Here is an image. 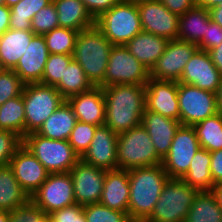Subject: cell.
<instances>
[{
	"instance_id": "680465c9",
	"label": "cell",
	"mask_w": 222,
	"mask_h": 222,
	"mask_svg": "<svg viewBox=\"0 0 222 222\" xmlns=\"http://www.w3.org/2000/svg\"><path fill=\"white\" fill-rule=\"evenodd\" d=\"M21 0H5V5L8 7H12L13 5L17 4Z\"/></svg>"
},
{
	"instance_id": "f5cc1de1",
	"label": "cell",
	"mask_w": 222,
	"mask_h": 222,
	"mask_svg": "<svg viewBox=\"0 0 222 222\" xmlns=\"http://www.w3.org/2000/svg\"><path fill=\"white\" fill-rule=\"evenodd\" d=\"M209 13L211 20L222 27V3L209 9Z\"/></svg>"
},
{
	"instance_id": "e0dca14e",
	"label": "cell",
	"mask_w": 222,
	"mask_h": 222,
	"mask_svg": "<svg viewBox=\"0 0 222 222\" xmlns=\"http://www.w3.org/2000/svg\"><path fill=\"white\" fill-rule=\"evenodd\" d=\"M145 89L147 110L180 121L178 82L150 78Z\"/></svg>"
},
{
	"instance_id": "7c38bea8",
	"label": "cell",
	"mask_w": 222,
	"mask_h": 222,
	"mask_svg": "<svg viewBox=\"0 0 222 222\" xmlns=\"http://www.w3.org/2000/svg\"><path fill=\"white\" fill-rule=\"evenodd\" d=\"M30 200L47 215L76 204L70 173H49L45 182L30 196Z\"/></svg>"
},
{
	"instance_id": "5b68a950",
	"label": "cell",
	"mask_w": 222,
	"mask_h": 222,
	"mask_svg": "<svg viewBox=\"0 0 222 222\" xmlns=\"http://www.w3.org/2000/svg\"><path fill=\"white\" fill-rule=\"evenodd\" d=\"M118 168L151 167L162 164L147 130L138 125L118 135L117 140Z\"/></svg>"
},
{
	"instance_id": "bcb514c9",
	"label": "cell",
	"mask_w": 222,
	"mask_h": 222,
	"mask_svg": "<svg viewBox=\"0 0 222 222\" xmlns=\"http://www.w3.org/2000/svg\"><path fill=\"white\" fill-rule=\"evenodd\" d=\"M164 6L178 16L195 6L194 0H159Z\"/></svg>"
},
{
	"instance_id": "8d00e7d4",
	"label": "cell",
	"mask_w": 222,
	"mask_h": 222,
	"mask_svg": "<svg viewBox=\"0 0 222 222\" xmlns=\"http://www.w3.org/2000/svg\"><path fill=\"white\" fill-rule=\"evenodd\" d=\"M86 222H132L128 213L116 211L100 203L83 206Z\"/></svg>"
},
{
	"instance_id": "816d5d0a",
	"label": "cell",
	"mask_w": 222,
	"mask_h": 222,
	"mask_svg": "<svg viewBox=\"0 0 222 222\" xmlns=\"http://www.w3.org/2000/svg\"><path fill=\"white\" fill-rule=\"evenodd\" d=\"M72 222H86L83 206L78 204L72 205Z\"/></svg>"
},
{
	"instance_id": "f1b7e54d",
	"label": "cell",
	"mask_w": 222,
	"mask_h": 222,
	"mask_svg": "<svg viewBox=\"0 0 222 222\" xmlns=\"http://www.w3.org/2000/svg\"><path fill=\"white\" fill-rule=\"evenodd\" d=\"M30 200L29 195L17 182L12 167H0V210L13 211Z\"/></svg>"
},
{
	"instance_id": "603a6c76",
	"label": "cell",
	"mask_w": 222,
	"mask_h": 222,
	"mask_svg": "<svg viewBox=\"0 0 222 222\" xmlns=\"http://www.w3.org/2000/svg\"><path fill=\"white\" fill-rule=\"evenodd\" d=\"M129 194L128 170L118 168L106 171L99 203L112 210L128 213Z\"/></svg>"
},
{
	"instance_id": "30bf717a",
	"label": "cell",
	"mask_w": 222,
	"mask_h": 222,
	"mask_svg": "<svg viewBox=\"0 0 222 222\" xmlns=\"http://www.w3.org/2000/svg\"><path fill=\"white\" fill-rule=\"evenodd\" d=\"M178 101L181 125L195 124L219 112L216 93L178 83Z\"/></svg>"
},
{
	"instance_id": "91938a15",
	"label": "cell",
	"mask_w": 222,
	"mask_h": 222,
	"mask_svg": "<svg viewBox=\"0 0 222 222\" xmlns=\"http://www.w3.org/2000/svg\"><path fill=\"white\" fill-rule=\"evenodd\" d=\"M123 1L132 2V3L138 4L140 2H144V1H147V0H123Z\"/></svg>"
},
{
	"instance_id": "e575fe53",
	"label": "cell",
	"mask_w": 222,
	"mask_h": 222,
	"mask_svg": "<svg viewBox=\"0 0 222 222\" xmlns=\"http://www.w3.org/2000/svg\"><path fill=\"white\" fill-rule=\"evenodd\" d=\"M52 0H21L10 7L9 29L31 30L34 15Z\"/></svg>"
},
{
	"instance_id": "681fc988",
	"label": "cell",
	"mask_w": 222,
	"mask_h": 222,
	"mask_svg": "<svg viewBox=\"0 0 222 222\" xmlns=\"http://www.w3.org/2000/svg\"><path fill=\"white\" fill-rule=\"evenodd\" d=\"M10 23V7L6 5L0 6V36L9 29Z\"/></svg>"
},
{
	"instance_id": "60d3db41",
	"label": "cell",
	"mask_w": 222,
	"mask_h": 222,
	"mask_svg": "<svg viewBox=\"0 0 222 222\" xmlns=\"http://www.w3.org/2000/svg\"><path fill=\"white\" fill-rule=\"evenodd\" d=\"M25 83L13 71L5 69L0 73V106L7 100L21 96Z\"/></svg>"
},
{
	"instance_id": "6125c7cd",
	"label": "cell",
	"mask_w": 222,
	"mask_h": 222,
	"mask_svg": "<svg viewBox=\"0 0 222 222\" xmlns=\"http://www.w3.org/2000/svg\"><path fill=\"white\" fill-rule=\"evenodd\" d=\"M5 5V0H0V6Z\"/></svg>"
},
{
	"instance_id": "ee69618b",
	"label": "cell",
	"mask_w": 222,
	"mask_h": 222,
	"mask_svg": "<svg viewBox=\"0 0 222 222\" xmlns=\"http://www.w3.org/2000/svg\"><path fill=\"white\" fill-rule=\"evenodd\" d=\"M222 43V27L211 19L206 23V31L203 38L197 43L200 50L208 51L218 47Z\"/></svg>"
},
{
	"instance_id": "44dd1931",
	"label": "cell",
	"mask_w": 222,
	"mask_h": 222,
	"mask_svg": "<svg viewBox=\"0 0 222 222\" xmlns=\"http://www.w3.org/2000/svg\"><path fill=\"white\" fill-rule=\"evenodd\" d=\"M49 51L41 35H35L13 71L25 84L41 83Z\"/></svg>"
},
{
	"instance_id": "6da1fadb",
	"label": "cell",
	"mask_w": 222,
	"mask_h": 222,
	"mask_svg": "<svg viewBox=\"0 0 222 222\" xmlns=\"http://www.w3.org/2000/svg\"><path fill=\"white\" fill-rule=\"evenodd\" d=\"M105 125L117 135L141 125L146 108L145 85L116 84L103 88Z\"/></svg>"
},
{
	"instance_id": "f6af8a7d",
	"label": "cell",
	"mask_w": 222,
	"mask_h": 222,
	"mask_svg": "<svg viewBox=\"0 0 222 222\" xmlns=\"http://www.w3.org/2000/svg\"><path fill=\"white\" fill-rule=\"evenodd\" d=\"M85 8L94 20L98 19L104 12L110 10L121 0H81Z\"/></svg>"
},
{
	"instance_id": "9f6ffc18",
	"label": "cell",
	"mask_w": 222,
	"mask_h": 222,
	"mask_svg": "<svg viewBox=\"0 0 222 222\" xmlns=\"http://www.w3.org/2000/svg\"><path fill=\"white\" fill-rule=\"evenodd\" d=\"M216 95H217V101H218V110L219 112L222 113V78H221V83H220V86L218 88Z\"/></svg>"
},
{
	"instance_id": "94428289",
	"label": "cell",
	"mask_w": 222,
	"mask_h": 222,
	"mask_svg": "<svg viewBox=\"0 0 222 222\" xmlns=\"http://www.w3.org/2000/svg\"><path fill=\"white\" fill-rule=\"evenodd\" d=\"M5 70L2 62H1V59H0V73L3 72Z\"/></svg>"
},
{
	"instance_id": "74e56055",
	"label": "cell",
	"mask_w": 222,
	"mask_h": 222,
	"mask_svg": "<svg viewBox=\"0 0 222 222\" xmlns=\"http://www.w3.org/2000/svg\"><path fill=\"white\" fill-rule=\"evenodd\" d=\"M72 59L73 55L49 54L41 83L44 85L55 86L61 80L66 67Z\"/></svg>"
},
{
	"instance_id": "d6986e66",
	"label": "cell",
	"mask_w": 222,
	"mask_h": 222,
	"mask_svg": "<svg viewBox=\"0 0 222 222\" xmlns=\"http://www.w3.org/2000/svg\"><path fill=\"white\" fill-rule=\"evenodd\" d=\"M117 140L118 135L108 126H98L89 149L81 159L90 165L107 171L118 169Z\"/></svg>"
},
{
	"instance_id": "2e32d148",
	"label": "cell",
	"mask_w": 222,
	"mask_h": 222,
	"mask_svg": "<svg viewBox=\"0 0 222 222\" xmlns=\"http://www.w3.org/2000/svg\"><path fill=\"white\" fill-rule=\"evenodd\" d=\"M221 78V73L213 64L209 53L198 49L185 65L178 83L217 93Z\"/></svg>"
},
{
	"instance_id": "4fadbf2b",
	"label": "cell",
	"mask_w": 222,
	"mask_h": 222,
	"mask_svg": "<svg viewBox=\"0 0 222 222\" xmlns=\"http://www.w3.org/2000/svg\"><path fill=\"white\" fill-rule=\"evenodd\" d=\"M198 49L195 43L169 40L164 53L150 70V78L179 82L185 65Z\"/></svg>"
},
{
	"instance_id": "7402d4cb",
	"label": "cell",
	"mask_w": 222,
	"mask_h": 222,
	"mask_svg": "<svg viewBox=\"0 0 222 222\" xmlns=\"http://www.w3.org/2000/svg\"><path fill=\"white\" fill-rule=\"evenodd\" d=\"M141 125L147 130L157 155L163 160L181 123L145 108Z\"/></svg>"
},
{
	"instance_id": "4dcf8cb0",
	"label": "cell",
	"mask_w": 222,
	"mask_h": 222,
	"mask_svg": "<svg viewBox=\"0 0 222 222\" xmlns=\"http://www.w3.org/2000/svg\"><path fill=\"white\" fill-rule=\"evenodd\" d=\"M184 222H222V209L211 191H198Z\"/></svg>"
},
{
	"instance_id": "f907efd6",
	"label": "cell",
	"mask_w": 222,
	"mask_h": 222,
	"mask_svg": "<svg viewBox=\"0 0 222 222\" xmlns=\"http://www.w3.org/2000/svg\"><path fill=\"white\" fill-rule=\"evenodd\" d=\"M207 52L209 53L213 64L217 67L222 76V43L218 47L208 50Z\"/></svg>"
},
{
	"instance_id": "277c9868",
	"label": "cell",
	"mask_w": 222,
	"mask_h": 222,
	"mask_svg": "<svg viewBox=\"0 0 222 222\" xmlns=\"http://www.w3.org/2000/svg\"><path fill=\"white\" fill-rule=\"evenodd\" d=\"M198 190L182 179L169 178L144 222H184Z\"/></svg>"
},
{
	"instance_id": "f35d334b",
	"label": "cell",
	"mask_w": 222,
	"mask_h": 222,
	"mask_svg": "<svg viewBox=\"0 0 222 222\" xmlns=\"http://www.w3.org/2000/svg\"><path fill=\"white\" fill-rule=\"evenodd\" d=\"M98 126L77 121L68 139L69 144L81 158L89 149Z\"/></svg>"
},
{
	"instance_id": "d590c367",
	"label": "cell",
	"mask_w": 222,
	"mask_h": 222,
	"mask_svg": "<svg viewBox=\"0 0 222 222\" xmlns=\"http://www.w3.org/2000/svg\"><path fill=\"white\" fill-rule=\"evenodd\" d=\"M78 31L58 27L43 35L50 54L73 55Z\"/></svg>"
},
{
	"instance_id": "83f0119b",
	"label": "cell",
	"mask_w": 222,
	"mask_h": 222,
	"mask_svg": "<svg viewBox=\"0 0 222 222\" xmlns=\"http://www.w3.org/2000/svg\"><path fill=\"white\" fill-rule=\"evenodd\" d=\"M209 10L194 6L179 16L177 39L197 44L204 36Z\"/></svg>"
},
{
	"instance_id": "d4e9b609",
	"label": "cell",
	"mask_w": 222,
	"mask_h": 222,
	"mask_svg": "<svg viewBox=\"0 0 222 222\" xmlns=\"http://www.w3.org/2000/svg\"><path fill=\"white\" fill-rule=\"evenodd\" d=\"M34 36L32 30L14 29H8L0 36V59L5 69L16 67Z\"/></svg>"
},
{
	"instance_id": "3957f363",
	"label": "cell",
	"mask_w": 222,
	"mask_h": 222,
	"mask_svg": "<svg viewBox=\"0 0 222 222\" xmlns=\"http://www.w3.org/2000/svg\"><path fill=\"white\" fill-rule=\"evenodd\" d=\"M112 47L96 25L80 31L76 37L73 59L82 67L94 86H99L105 79Z\"/></svg>"
},
{
	"instance_id": "9a60e30c",
	"label": "cell",
	"mask_w": 222,
	"mask_h": 222,
	"mask_svg": "<svg viewBox=\"0 0 222 222\" xmlns=\"http://www.w3.org/2000/svg\"><path fill=\"white\" fill-rule=\"evenodd\" d=\"M142 30L172 40L177 39L179 16L171 13L159 0L137 4Z\"/></svg>"
},
{
	"instance_id": "9c48e42d",
	"label": "cell",
	"mask_w": 222,
	"mask_h": 222,
	"mask_svg": "<svg viewBox=\"0 0 222 222\" xmlns=\"http://www.w3.org/2000/svg\"><path fill=\"white\" fill-rule=\"evenodd\" d=\"M150 79V70L141 64L125 45H113L105 79L99 85L108 87L116 84L146 85Z\"/></svg>"
},
{
	"instance_id": "5bb4252c",
	"label": "cell",
	"mask_w": 222,
	"mask_h": 222,
	"mask_svg": "<svg viewBox=\"0 0 222 222\" xmlns=\"http://www.w3.org/2000/svg\"><path fill=\"white\" fill-rule=\"evenodd\" d=\"M106 171L82 159L75 164L69 173L73 180L76 204L86 206L100 202Z\"/></svg>"
},
{
	"instance_id": "484cf974",
	"label": "cell",
	"mask_w": 222,
	"mask_h": 222,
	"mask_svg": "<svg viewBox=\"0 0 222 222\" xmlns=\"http://www.w3.org/2000/svg\"><path fill=\"white\" fill-rule=\"evenodd\" d=\"M57 11L59 27L78 32L95 25L81 0H52Z\"/></svg>"
},
{
	"instance_id": "db71d44e",
	"label": "cell",
	"mask_w": 222,
	"mask_h": 222,
	"mask_svg": "<svg viewBox=\"0 0 222 222\" xmlns=\"http://www.w3.org/2000/svg\"><path fill=\"white\" fill-rule=\"evenodd\" d=\"M194 2L195 6L209 10L222 3V0H194Z\"/></svg>"
},
{
	"instance_id": "b9f144b4",
	"label": "cell",
	"mask_w": 222,
	"mask_h": 222,
	"mask_svg": "<svg viewBox=\"0 0 222 222\" xmlns=\"http://www.w3.org/2000/svg\"><path fill=\"white\" fill-rule=\"evenodd\" d=\"M22 145L23 138L17 133L0 129V167L8 165Z\"/></svg>"
},
{
	"instance_id": "ac0fdd59",
	"label": "cell",
	"mask_w": 222,
	"mask_h": 222,
	"mask_svg": "<svg viewBox=\"0 0 222 222\" xmlns=\"http://www.w3.org/2000/svg\"><path fill=\"white\" fill-rule=\"evenodd\" d=\"M9 165L12 167L17 182L29 197L49 175L46 168L24 145L17 150Z\"/></svg>"
},
{
	"instance_id": "52a82bcc",
	"label": "cell",
	"mask_w": 222,
	"mask_h": 222,
	"mask_svg": "<svg viewBox=\"0 0 222 222\" xmlns=\"http://www.w3.org/2000/svg\"><path fill=\"white\" fill-rule=\"evenodd\" d=\"M23 145L49 173L69 172L81 159L68 140H53L36 132L27 134Z\"/></svg>"
},
{
	"instance_id": "7bdbcfd3",
	"label": "cell",
	"mask_w": 222,
	"mask_h": 222,
	"mask_svg": "<svg viewBox=\"0 0 222 222\" xmlns=\"http://www.w3.org/2000/svg\"><path fill=\"white\" fill-rule=\"evenodd\" d=\"M48 215L31 200L10 211L9 222H46Z\"/></svg>"
},
{
	"instance_id": "11a10c76",
	"label": "cell",
	"mask_w": 222,
	"mask_h": 222,
	"mask_svg": "<svg viewBox=\"0 0 222 222\" xmlns=\"http://www.w3.org/2000/svg\"><path fill=\"white\" fill-rule=\"evenodd\" d=\"M211 192L214 194L217 203L222 209V184H216L212 187Z\"/></svg>"
},
{
	"instance_id": "f546056e",
	"label": "cell",
	"mask_w": 222,
	"mask_h": 222,
	"mask_svg": "<svg viewBox=\"0 0 222 222\" xmlns=\"http://www.w3.org/2000/svg\"><path fill=\"white\" fill-rule=\"evenodd\" d=\"M210 162V152L205 148H200L194 155L182 180L198 191H211L215 184L211 175Z\"/></svg>"
},
{
	"instance_id": "1f68e13d",
	"label": "cell",
	"mask_w": 222,
	"mask_h": 222,
	"mask_svg": "<svg viewBox=\"0 0 222 222\" xmlns=\"http://www.w3.org/2000/svg\"><path fill=\"white\" fill-rule=\"evenodd\" d=\"M94 85L85 75L82 67L74 59L70 61L65 69L61 80L55 85L62 97L68 98L92 89Z\"/></svg>"
},
{
	"instance_id": "4316f807",
	"label": "cell",
	"mask_w": 222,
	"mask_h": 222,
	"mask_svg": "<svg viewBox=\"0 0 222 222\" xmlns=\"http://www.w3.org/2000/svg\"><path fill=\"white\" fill-rule=\"evenodd\" d=\"M76 122L71 106L65 101L36 133L53 140H68Z\"/></svg>"
},
{
	"instance_id": "6f0895ef",
	"label": "cell",
	"mask_w": 222,
	"mask_h": 222,
	"mask_svg": "<svg viewBox=\"0 0 222 222\" xmlns=\"http://www.w3.org/2000/svg\"><path fill=\"white\" fill-rule=\"evenodd\" d=\"M10 212L7 210H0V222H9Z\"/></svg>"
},
{
	"instance_id": "836d02e7",
	"label": "cell",
	"mask_w": 222,
	"mask_h": 222,
	"mask_svg": "<svg viewBox=\"0 0 222 222\" xmlns=\"http://www.w3.org/2000/svg\"><path fill=\"white\" fill-rule=\"evenodd\" d=\"M0 129L25 137V111L23 97L17 96L0 106Z\"/></svg>"
},
{
	"instance_id": "ba28073f",
	"label": "cell",
	"mask_w": 222,
	"mask_h": 222,
	"mask_svg": "<svg viewBox=\"0 0 222 222\" xmlns=\"http://www.w3.org/2000/svg\"><path fill=\"white\" fill-rule=\"evenodd\" d=\"M112 45H125L142 31L137 4L121 0L95 20Z\"/></svg>"
},
{
	"instance_id": "c3c4849f",
	"label": "cell",
	"mask_w": 222,
	"mask_h": 222,
	"mask_svg": "<svg viewBox=\"0 0 222 222\" xmlns=\"http://www.w3.org/2000/svg\"><path fill=\"white\" fill-rule=\"evenodd\" d=\"M48 219L51 222H72V205L51 212Z\"/></svg>"
},
{
	"instance_id": "ffe728a7",
	"label": "cell",
	"mask_w": 222,
	"mask_h": 222,
	"mask_svg": "<svg viewBox=\"0 0 222 222\" xmlns=\"http://www.w3.org/2000/svg\"><path fill=\"white\" fill-rule=\"evenodd\" d=\"M66 101L71 106L77 121L96 126L105 125L106 102L102 87L94 86Z\"/></svg>"
},
{
	"instance_id": "7dc6e473",
	"label": "cell",
	"mask_w": 222,
	"mask_h": 222,
	"mask_svg": "<svg viewBox=\"0 0 222 222\" xmlns=\"http://www.w3.org/2000/svg\"><path fill=\"white\" fill-rule=\"evenodd\" d=\"M210 170L214 184H222V150L210 152Z\"/></svg>"
},
{
	"instance_id": "8fae6325",
	"label": "cell",
	"mask_w": 222,
	"mask_h": 222,
	"mask_svg": "<svg viewBox=\"0 0 222 222\" xmlns=\"http://www.w3.org/2000/svg\"><path fill=\"white\" fill-rule=\"evenodd\" d=\"M200 148L194 127L180 125L174 135L168 154L162 160V166L168 177L182 179Z\"/></svg>"
},
{
	"instance_id": "d6a6232c",
	"label": "cell",
	"mask_w": 222,
	"mask_h": 222,
	"mask_svg": "<svg viewBox=\"0 0 222 222\" xmlns=\"http://www.w3.org/2000/svg\"><path fill=\"white\" fill-rule=\"evenodd\" d=\"M194 129L201 148L209 152L222 150V113L204 119L195 124Z\"/></svg>"
},
{
	"instance_id": "8992f818",
	"label": "cell",
	"mask_w": 222,
	"mask_h": 222,
	"mask_svg": "<svg viewBox=\"0 0 222 222\" xmlns=\"http://www.w3.org/2000/svg\"><path fill=\"white\" fill-rule=\"evenodd\" d=\"M22 97L25 111V136L37 132L66 101L55 86L42 83L25 84Z\"/></svg>"
},
{
	"instance_id": "ab89813d",
	"label": "cell",
	"mask_w": 222,
	"mask_h": 222,
	"mask_svg": "<svg viewBox=\"0 0 222 222\" xmlns=\"http://www.w3.org/2000/svg\"><path fill=\"white\" fill-rule=\"evenodd\" d=\"M59 27L56 7L53 1L38 11L31 22V30L35 35H45Z\"/></svg>"
},
{
	"instance_id": "7a4b0ae2",
	"label": "cell",
	"mask_w": 222,
	"mask_h": 222,
	"mask_svg": "<svg viewBox=\"0 0 222 222\" xmlns=\"http://www.w3.org/2000/svg\"><path fill=\"white\" fill-rule=\"evenodd\" d=\"M129 176L128 215L132 222H144L152 213L169 177L162 164L132 168Z\"/></svg>"
},
{
	"instance_id": "cb8c5ba5",
	"label": "cell",
	"mask_w": 222,
	"mask_h": 222,
	"mask_svg": "<svg viewBox=\"0 0 222 222\" xmlns=\"http://www.w3.org/2000/svg\"><path fill=\"white\" fill-rule=\"evenodd\" d=\"M167 43V39L142 30L125 46L141 64L151 70L164 53Z\"/></svg>"
}]
</instances>
